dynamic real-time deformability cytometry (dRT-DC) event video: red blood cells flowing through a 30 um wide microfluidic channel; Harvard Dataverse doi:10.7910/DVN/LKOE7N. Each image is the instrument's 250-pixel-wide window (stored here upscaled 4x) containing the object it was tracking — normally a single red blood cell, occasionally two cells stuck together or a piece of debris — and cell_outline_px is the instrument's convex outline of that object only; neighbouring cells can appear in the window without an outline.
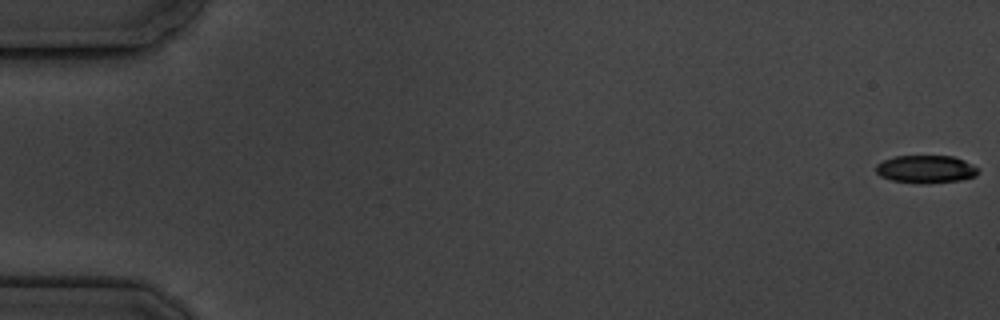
{"species": "common noctule bat (a hibernating species)", "species_latin": "Nyctalus noctula", "temperature_condition": "cold", "stored_images_in_passage": 6, "camera_frame_rate_fps": 3000, "um_per_image_px": 0.085, "animal": {"sex": "male", "body_mass_g": 19.5, "forearm_length_mm": 54.6}, "frame": {"image": 1, "passage_image": 1, "time_ms": 0.0, "image_size_px": [1000, 320], "cell_outline_px": [[980, 172], [976, 176], [960, 180], [924, 184], [920, 184], [892, 180], [880, 176], [876, 172], [876, 164], [884, 160], [896, 156], [952, 156], [964, 160], [980, 168]], "centroid_in_image_um": [78.73, 14.38], "position_along_channel_um": 6.3, "area_um2": 16.7}}
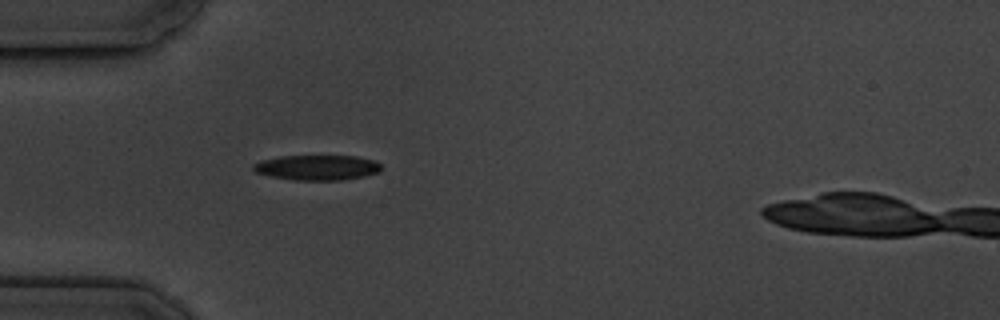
{"frame": {"image": 2, "passage_image": 5, "time_ms": 5.667, "image_size_px": [1000, 320], "cell_outline_px": [[384, 168], [380, 172], [364, 176], [340, 180], [292, 180], [272, 176], [256, 172], [252, 168], [252, 164], [260, 160], [280, 156], [356, 156], [376, 160]], "centroid_in_image_um": [26.99, 14.23], "position_along_channel_um": 58.0, "area_um2": 18.9}}